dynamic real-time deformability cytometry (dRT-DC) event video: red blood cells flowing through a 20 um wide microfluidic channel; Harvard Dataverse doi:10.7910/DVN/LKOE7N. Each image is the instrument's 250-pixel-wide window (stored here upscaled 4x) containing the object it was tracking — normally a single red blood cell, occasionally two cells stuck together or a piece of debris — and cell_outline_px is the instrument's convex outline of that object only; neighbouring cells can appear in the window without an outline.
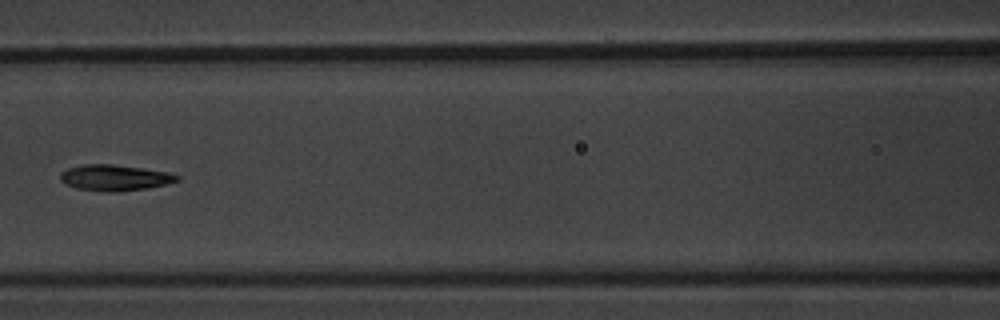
{"species": "common noctule bat (a hibernating species)", "species_latin": "Nyctalus noctula", "temperature_condition": "warm", "stored_images_in_passage": 4, "camera_frame_rate_fps": 3000, "um_per_image_px": 0.085, "animal": {"sex": "male", "body_mass_g": 20.1, "forearm_length_mm": 53.5}, "frame": {"image": 1, "passage_image": 4, "time_ms": 3.667, "image_size_px": [1000, 320], "cell_outline_px": [[180, 180], [168, 184], [148, 188], [116, 192], [104, 192], [76, 188], [64, 184], [60, 180], [60, 172], [68, 168], [84, 164], [112, 164], [168, 172], [180, 176]], "centroid_in_image_um": [9.74, 15.11], "position_along_channel_um": 156.9, "area_um2": 17.8}}